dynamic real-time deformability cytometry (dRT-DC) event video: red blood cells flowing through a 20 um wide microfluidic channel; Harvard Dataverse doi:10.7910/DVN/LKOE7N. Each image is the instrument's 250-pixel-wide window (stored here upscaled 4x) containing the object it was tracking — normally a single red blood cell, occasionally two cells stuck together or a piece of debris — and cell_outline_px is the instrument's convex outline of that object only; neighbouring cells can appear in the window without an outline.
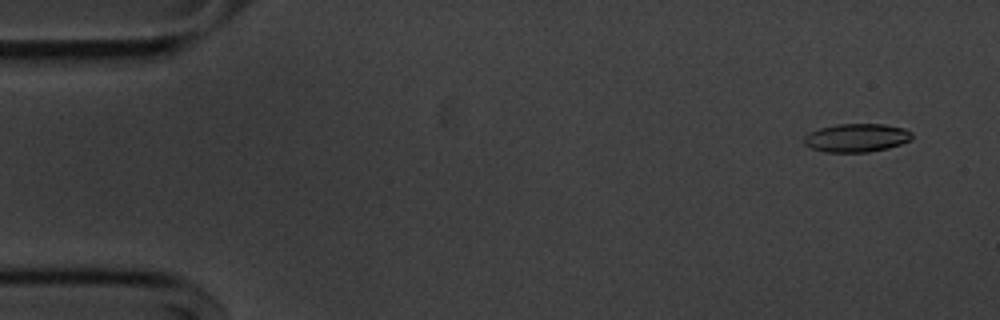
{"species": "common noctule bat (a hibernating species)", "species_latin": "Nyctalus noctula", "temperature_condition": "cold", "stored_images_in_passage": 54, "camera_frame_rate_fps": 3000, "um_per_image_px": 0.085, "animal": {"sex": "male", "body_mass_g": 20.1, "forearm_length_mm": 53.5}, "frame": {"image": 1, "passage_image": 3, "time_ms": 0.667, "image_size_px": [1000, 320], "cell_outline_px": [[912, 140], [888, 148], [868, 152], [824, 152], [812, 148], [804, 144], [804, 136], [808, 132], [820, 128], [836, 124], [884, 124], [904, 128], [912, 132]], "centroid_in_image_um": [72.81, 11.71], "position_along_channel_um": 12.2, "area_um2": 17.98}}
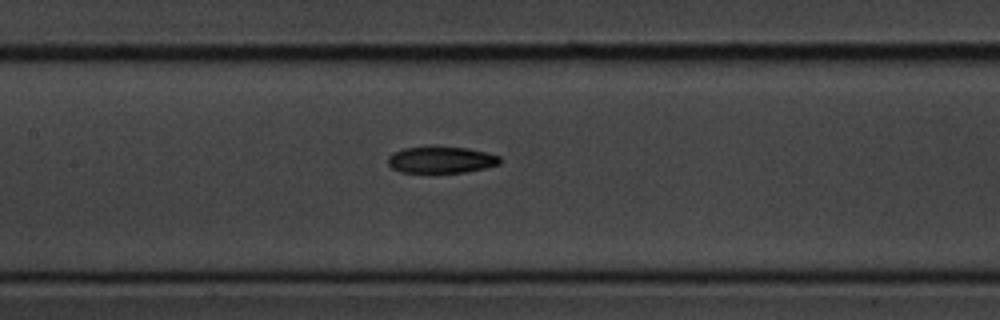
{"frame": {"image": 2, "passage_image": 25, "time_ms": 8.0, "image_size_px": [1000, 320], "cell_outline_px": [[500, 164], [484, 168], [464, 172], [400, 172], [392, 168], [388, 164], [388, 156], [392, 152], [404, 148], [428, 144], [468, 148], [500, 156]], "centroid_in_image_um": [37.44, 13.54], "position_along_channel_um": 170.0, "area_um2": 17.8}}
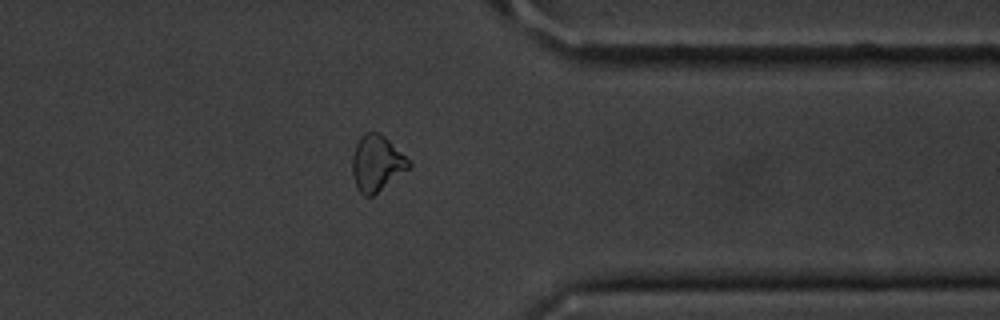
{"frame": {"image": 3, "passage_image": 43, "time_ms": 14.0, "image_size_px": [1000, 320], "cell_outline_px": [[412, 164], [408, 168], [372, 196], [364, 196], [356, 188], [352, 176], [352, 156], [356, 144], [360, 136], [364, 132], [376, 132], [384, 136], [412, 160]], "centroid_in_image_um": [32.01, 13.86], "position_along_channel_um": 379.4, "area_um2": 18.44}, "authors_computed_cell_mechanics": {"area_um2": 18.1203, "velocity_mm_per_s": 3.6384, "shape_relaxation_time_tau1_ms": 4.822, "shape_relaxation_time_tau2_ms": null, "deformation_change_tau1": 0.1277, "deformation_change_tau2": null}}